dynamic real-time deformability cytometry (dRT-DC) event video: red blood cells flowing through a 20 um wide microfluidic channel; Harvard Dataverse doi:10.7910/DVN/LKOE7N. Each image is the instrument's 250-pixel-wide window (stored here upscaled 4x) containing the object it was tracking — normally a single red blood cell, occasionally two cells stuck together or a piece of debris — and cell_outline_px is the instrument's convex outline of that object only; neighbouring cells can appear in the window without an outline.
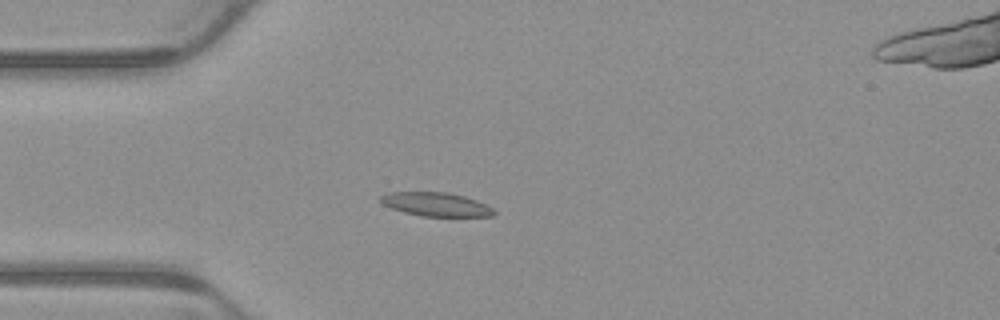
{"species": "common noctule bat (a hibernating species)", "species_latin": "Nyctalus noctula", "temperature_condition": "warm", "stored_images_in_passage": 5, "camera_frame_rate_fps": 3000, "um_per_image_px": 0.085, "animal": {"sex": "male", "body_mass_g": 23.1, "forearm_length_mm": 52.7}, "frame": {"image": 1, "passage_image": 3, "time_ms": 0.667, "image_size_px": [1000, 320], "cell_outline_px": [[496, 212], [492, 216], [420, 216], [404, 212], [392, 208], [384, 204], [380, 200], [380, 196], [388, 192], [448, 192], [464, 196], [488, 204]], "centroid_in_image_um": [37.08, 17.36], "position_along_channel_um": 47.9, "area_um2": 15.66}}
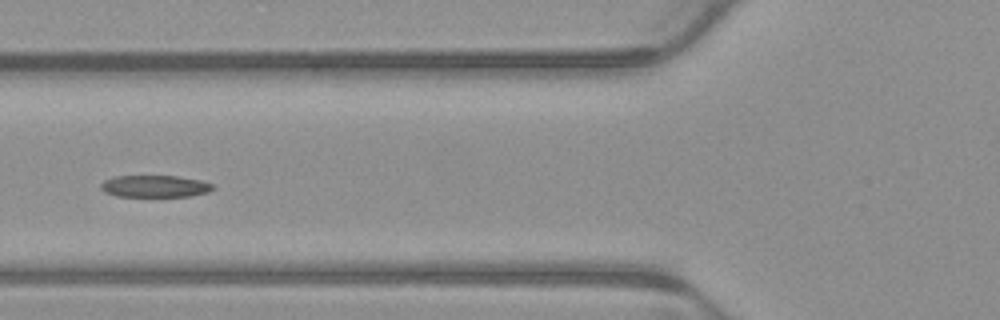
{"frame": {"image": 2, "passage_image": 5, "time_ms": 1.333, "image_size_px": [1000, 320], "cell_outline_px": [[216, 188], [208, 192], [188, 196], [116, 196], [104, 192], [100, 188], [100, 184], [104, 180], [116, 176], [176, 176], [200, 180], [216, 184]], "centroid_in_image_um": [13.18, 15.83], "position_along_channel_um": 112.6, "area_um2": 14.39}}